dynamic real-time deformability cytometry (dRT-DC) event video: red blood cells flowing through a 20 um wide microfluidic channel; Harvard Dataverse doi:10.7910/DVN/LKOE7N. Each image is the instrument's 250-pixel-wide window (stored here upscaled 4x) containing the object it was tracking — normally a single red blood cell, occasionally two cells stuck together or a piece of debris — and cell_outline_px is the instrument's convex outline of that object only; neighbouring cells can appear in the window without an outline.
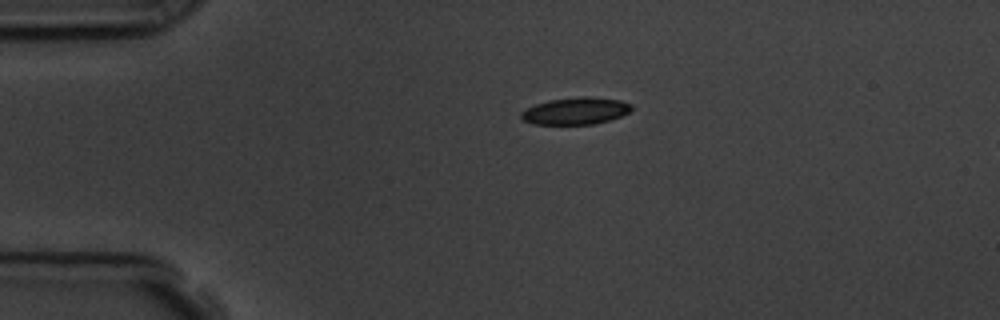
{"species": "common noctule bat (a hibernating species)", "species_latin": "Nyctalus noctula", "temperature_condition": "room temperature", "stored_images_in_passage": 45, "camera_frame_rate_fps": 3000, "um_per_image_px": 0.085, "animal": {"sex": "male", "body_mass_g": 19.5, "forearm_length_mm": 54.6}, "frame": {"image": 1, "passage_image": 1, "time_ms": 0.0, "image_size_px": [1000, 320], "cell_outline_px": [[632, 108], [628, 112], [620, 116], [596, 124], [532, 124], [524, 120], [520, 116], [520, 112], [536, 104], [548, 100], [580, 96], [588, 96], [620, 100], [632, 104]], "centroid_in_image_um": [48.92, 9.42], "position_along_channel_um": 36.1, "area_um2": 17.34}}
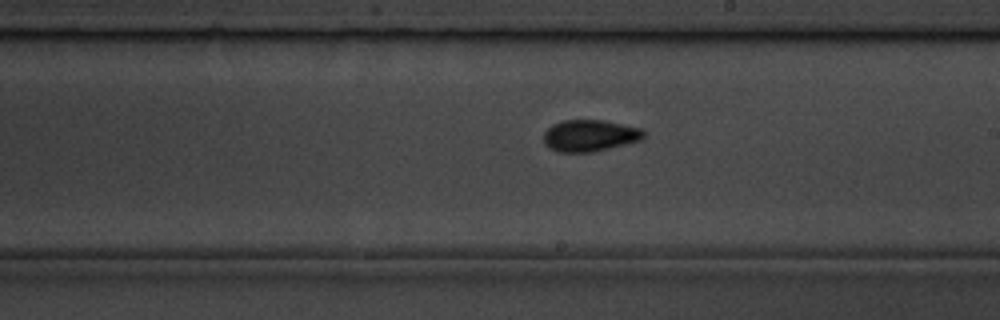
{"frame": {"image": 2, "passage_image": 21, "time_ms": 6.667, "image_size_px": [1000, 320], "cell_outline_px": [[644, 136], [640, 140], [592, 152], [560, 152], [548, 148], [544, 144], [544, 132], [552, 124], [560, 120], [604, 120], [644, 128]], "centroid_in_image_um": [50.11, 11.51], "position_along_channel_um": 238.9, "area_um2": 18.55}}
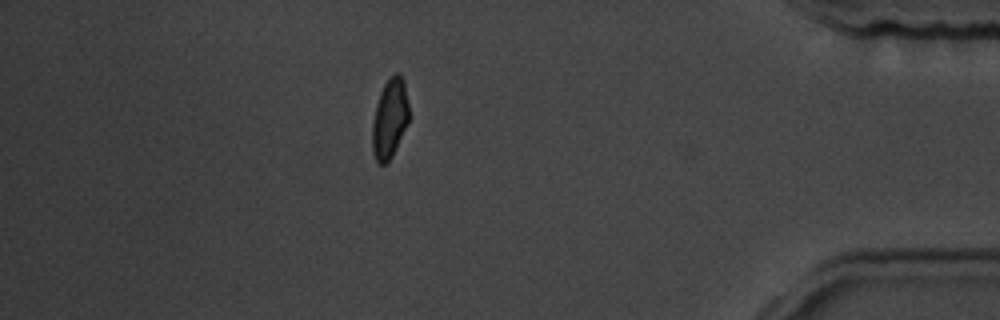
{"frame": {"image": 3, "passage_image": 38, "time_ms": 12.333, "image_size_px": [1000, 320], "cell_outline_px": [[408, 124], [392, 156], [384, 164], [380, 164], [376, 160], [372, 152], [372, 124], [376, 104], [380, 92], [384, 84], [396, 72], [400, 72], [404, 80], [408, 104]], "centroid_in_image_um": [33.12, 10.07], "position_along_channel_um": 402.1, "area_um2": 16.99}, "authors_computed_cell_mechanics": {"area_um2": 17.6868, "velocity_mm_per_s": 3.6122, "shape_relaxation_time_tau1_ms": 2.4158, "shape_relaxation_time_tau2_ms": 1.8704, "deformation_change_tau1": 0.1099, "deformation_change_tau2": 0.0726}}